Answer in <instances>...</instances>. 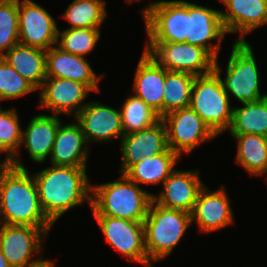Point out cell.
I'll return each mask as SVG.
<instances>
[{
	"label": "cell",
	"mask_w": 267,
	"mask_h": 267,
	"mask_svg": "<svg viewBox=\"0 0 267 267\" xmlns=\"http://www.w3.org/2000/svg\"><path fill=\"white\" fill-rule=\"evenodd\" d=\"M105 2V0H74L62 16L71 24L69 29H100L107 15Z\"/></svg>",
	"instance_id": "29"
},
{
	"label": "cell",
	"mask_w": 267,
	"mask_h": 267,
	"mask_svg": "<svg viewBox=\"0 0 267 267\" xmlns=\"http://www.w3.org/2000/svg\"><path fill=\"white\" fill-rule=\"evenodd\" d=\"M221 72L215 59L212 73L195 77L189 106L216 136L229 129L233 119L230 95L223 86Z\"/></svg>",
	"instance_id": "5"
},
{
	"label": "cell",
	"mask_w": 267,
	"mask_h": 267,
	"mask_svg": "<svg viewBox=\"0 0 267 267\" xmlns=\"http://www.w3.org/2000/svg\"><path fill=\"white\" fill-rule=\"evenodd\" d=\"M108 244L131 261L153 267L145 249L144 224L127 219L94 215Z\"/></svg>",
	"instance_id": "9"
},
{
	"label": "cell",
	"mask_w": 267,
	"mask_h": 267,
	"mask_svg": "<svg viewBox=\"0 0 267 267\" xmlns=\"http://www.w3.org/2000/svg\"><path fill=\"white\" fill-rule=\"evenodd\" d=\"M36 89L0 57V101L25 96Z\"/></svg>",
	"instance_id": "34"
},
{
	"label": "cell",
	"mask_w": 267,
	"mask_h": 267,
	"mask_svg": "<svg viewBox=\"0 0 267 267\" xmlns=\"http://www.w3.org/2000/svg\"><path fill=\"white\" fill-rule=\"evenodd\" d=\"M93 215H105L143 222L152 201L151 193L141 189L125 174L119 180L91 186ZM94 195V196H93Z\"/></svg>",
	"instance_id": "3"
},
{
	"label": "cell",
	"mask_w": 267,
	"mask_h": 267,
	"mask_svg": "<svg viewBox=\"0 0 267 267\" xmlns=\"http://www.w3.org/2000/svg\"><path fill=\"white\" fill-rule=\"evenodd\" d=\"M40 90V108L51 110L54 115L63 113L73 117L87 105L83 101L93 91L87 84L55 77H46Z\"/></svg>",
	"instance_id": "13"
},
{
	"label": "cell",
	"mask_w": 267,
	"mask_h": 267,
	"mask_svg": "<svg viewBox=\"0 0 267 267\" xmlns=\"http://www.w3.org/2000/svg\"><path fill=\"white\" fill-rule=\"evenodd\" d=\"M191 223L190 213L163 207L152 200L143 221L149 261L157 262L169 256Z\"/></svg>",
	"instance_id": "4"
},
{
	"label": "cell",
	"mask_w": 267,
	"mask_h": 267,
	"mask_svg": "<svg viewBox=\"0 0 267 267\" xmlns=\"http://www.w3.org/2000/svg\"><path fill=\"white\" fill-rule=\"evenodd\" d=\"M100 35L99 29L74 28L63 31L58 29L57 46L63 51L85 57L95 48Z\"/></svg>",
	"instance_id": "32"
},
{
	"label": "cell",
	"mask_w": 267,
	"mask_h": 267,
	"mask_svg": "<svg viewBox=\"0 0 267 267\" xmlns=\"http://www.w3.org/2000/svg\"><path fill=\"white\" fill-rule=\"evenodd\" d=\"M128 3L134 2V1H139V0H126Z\"/></svg>",
	"instance_id": "39"
},
{
	"label": "cell",
	"mask_w": 267,
	"mask_h": 267,
	"mask_svg": "<svg viewBox=\"0 0 267 267\" xmlns=\"http://www.w3.org/2000/svg\"><path fill=\"white\" fill-rule=\"evenodd\" d=\"M0 214L3 224L41 228L46 234L53 223L44 214L33 175L12 167L0 180Z\"/></svg>",
	"instance_id": "2"
},
{
	"label": "cell",
	"mask_w": 267,
	"mask_h": 267,
	"mask_svg": "<svg viewBox=\"0 0 267 267\" xmlns=\"http://www.w3.org/2000/svg\"><path fill=\"white\" fill-rule=\"evenodd\" d=\"M141 13L149 42H186V1H155L142 9Z\"/></svg>",
	"instance_id": "8"
},
{
	"label": "cell",
	"mask_w": 267,
	"mask_h": 267,
	"mask_svg": "<svg viewBox=\"0 0 267 267\" xmlns=\"http://www.w3.org/2000/svg\"><path fill=\"white\" fill-rule=\"evenodd\" d=\"M195 75L187 72L168 71L163 90V116L190 106Z\"/></svg>",
	"instance_id": "28"
},
{
	"label": "cell",
	"mask_w": 267,
	"mask_h": 267,
	"mask_svg": "<svg viewBox=\"0 0 267 267\" xmlns=\"http://www.w3.org/2000/svg\"><path fill=\"white\" fill-rule=\"evenodd\" d=\"M226 71L222 82L228 95L232 94L241 103L267 97V94H260L258 67L247 41L233 44Z\"/></svg>",
	"instance_id": "6"
},
{
	"label": "cell",
	"mask_w": 267,
	"mask_h": 267,
	"mask_svg": "<svg viewBox=\"0 0 267 267\" xmlns=\"http://www.w3.org/2000/svg\"><path fill=\"white\" fill-rule=\"evenodd\" d=\"M46 233L39 227L3 224L0 229V250L11 267H26L39 261L31 260L32 254H40L42 238Z\"/></svg>",
	"instance_id": "12"
},
{
	"label": "cell",
	"mask_w": 267,
	"mask_h": 267,
	"mask_svg": "<svg viewBox=\"0 0 267 267\" xmlns=\"http://www.w3.org/2000/svg\"><path fill=\"white\" fill-rule=\"evenodd\" d=\"M1 221H2V219H1V214H0V229L3 226V222H1Z\"/></svg>",
	"instance_id": "38"
},
{
	"label": "cell",
	"mask_w": 267,
	"mask_h": 267,
	"mask_svg": "<svg viewBox=\"0 0 267 267\" xmlns=\"http://www.w3.org/2000/svg\"><path fill=\"white\" fill-rule=\"evenodd\" d=\"M0 267H11L1 250H0Z\"/></svg>",
	"instance_id": "37"
},
{
	"label": "cell",
	"mask_w": 267,
	"mask_h": 267,
	"mask_svg": "<svg viewBox=\"0 0 267 267\" xmlns=\"http://www.w3.org/2000/svg\"><path fill=\"white\" fill-rule=\"evenodd\" d=\"M120 113L124 135L151 127L161 119L141 98L135 95L125 100Z\"/></svg>",
	"instance_id": "30"
},
{
	"label": "cell",
	"mask_w": 267,
	"mask_h": 267,
	"mask_svg": "<svg viewBox=\"0 0 267 267\" xmlns=\"http://www.w3.org/2000/svg\"><path fill=\"white\" fill-rule=\"evenodd\" d=\"M232 214L225 188L222 186L215 192H210L204 185L198 193L191 220H195L201 232L209 233L232 225Z\"/></svg>",
	"instance_id": "16"
},
{
	"label": "cell",
	"mask_w": 267,
	"mask_h": 267,
	"mask_svg": "<svg viewBox=\"0 0 267 267\" xmlns=\"http://www.w3.org/2000/svg\"><path fill=\"white\" fill-rule=\"evenodd\" d=\"M181 157L168 148L165 152L143 158L132 165L124 174L136 184L163 183L175 170L174 166Z\"/></svg>",
	"instance_id": "25"
},
{
	"label": "cell",
	"mask_w": 267,
	"mask_h": 267,
	"mask_svg": "<svg viewBox=\"0 0 267 267\" xmlns=\"http://www.w3.org/2000/svg\"><path fill=\"white\" fill-rule=\"evenodd\" d=\"M19 43L48 50L57 45L54 18L32 0H18Z\"/></svg>",
	"instance_id": "11"
},
{
	"label": "cell",
	"mask_w": 267,
	"mask_h": 267,
	"mask_svg": "<svg viewBox=\"0 0 267 267\" xmlns=\"http://www.w3.org/2000/svg\"><path fill=\"white\" fill-rule=\"evenodd\" d=\"M61 120L56 115L39 114L28 123L25 131H22V142L36 163H43L51 154L55 137Z\"/></svg>",
	"instance_id": "23"
},
{
	"label": "cell",
	"mask_w": 267,
	"mask_h": 267,
	"mask_svg": "<svg viewBox=\"0 0 267 267\" xmlns=\"http://www.w3.org/2000/svg\"><path fill=\"white\" fill-rule=\"evenodd\" d=\"M228 13L221 11V19L228 33L239 32L236 41H246L244 35L267 24V0H220Z\"/></svg>",
	"instance_id": "21"
},
{
	"label": "cell",
	"mask_w": 267,
	"mask_h": 267,
	"mask_svg": "<svg viewBox=\"0 0 267 267\" xmlns=\"http://www.w3.org/2000/svg\"><path fill=\"white\" fill-rule=\"evenodd\" d=\"M166 79V69L150 54L143 51L135 72L133 91L160 118L163 117V90Z\"/></svg>",
	"instance_id": "20"
},
{
	"label": "cell",
	"mask_w": 267,
	"mask_h": 267,
	"mask_svg": "<svg viewBox=\"0 0 267 267\" xmlns=\"http://www.w3.org/2000/svg\"><path fill=\"white\" fill-rule=\"evenodd\" d=\"M237 140L236 161L251 175L267 172V137L255 134L232 135Z\"/></svg>",
	"instance_id": "27"
},
{
	"label": "cell",
	"mask_w": 267,
	"mask_h": 267,
	"mask_svg": "<svg viewBox=\"0 0 267 267\" xmlns=\"http://www.w3.org/2000/svg\"><path fill=\"white\" fill-rule=\"evenodd\" d=\"M18 43V0H0V57Z\"/></svg>",
	"instance_id": "33"
},
{
	"label": "cell",
	"mask_w": 267,
	"mask_h": 267,
	"mask_svg": "<svg viewBox=\"0 0 267 267\" xmlns=\"http://www.w3.org/2000/svg\"><path fill=\"white\" fill-rule=\"evenodd\" d=\"M144 51L168 71L187 72L195 76L214 71L215 58L203 47L187 42H148Z\"/></svg>",
	"instance_id": "7"
},
{
	"label": "cell",
	"mask_w": 267,
	"mask_h": 267,
	"mask_svg": "<svg viewBox=\"0 0 267 267\" xmlns=\"http://www.w3.org/2000/svg\"><path fill=\"white\" fill-rule=\"evenodd\" d=\"M198 170H174L163 182L164 190L152 200L163 207L192 213L202 183Z\"/></svg>",
	"instance_id": "17"
},
{
	"label": "cell",
	"mask_w": 267,
	"mask_h": 267,
	"mask_svg": "<svg viewBox=\"0 0 267 267\" xmlns=\"http://www.w3.org/2000/svg\"><path fill=\"white\" fill-rule=\"evenodd\" d=\"M33 178L41 208L53 224L69 209L87 200L91 204V185L86 168L51 165Z\"/></svg>",
	"instance_id": "1"
},
{
	"label": "cell",
	"mask_w": 267,
	"mask_h": 267,
	"mask_svg": "<svg viewBox=\"0 0 267 267\" xmlns=\"http://www.w3.org/2000/svg\"><path fill=\"white\" fill-rule=\"evenodd\" d=\"M85 57L63 51L58 46L46 50V77L65 78L87 84L93 91L100 92L97 76Z\"/></svg>",
	"instance_id": "19"
},
{
	"label": "cell",
	"mask_w": 267,
	"mask_h": 267,
	"mask_svg": "<svg viewBox=\"0 0 267 267\" xmlns=\"http://www.w3.org/2000/svg\"><path fill=\"white\" fill-rule=\"evenodd\" d=\"M0 152H4L0 150ZM13 167L12 158L10 156H6L3 163L0 164V180L3 176Z\"/></svg>",
	"instance_id": "35"
},
{
	"label": "cell",
	"mask_w": 267,
	"mask_h": 267,
	"mask_svg": "<svg viewBox=\"0 0 267 267\" xmlns=\"http://www.w3.org/2000/svg\"><path fill=\"white\" fill-rule=\"evenodd\" d=\"M26 267H54V263L51 260H42L40 258L39 261H37L36 263H33L31 265H28Z\"/></svg>",
	"instance_id": "36"
},
{
	"label": "cell",
	"mask_w": 267,
	"mask_h": 267,
	"mask_svg": "<svg viewBox=\"0 0 267 267\" xmlns=\"http://www.w3.org/2000/svg\"><path fill=\"white\" fill-rule=\"evenodd\" d=\"M120 142L122 150L120 171L124 174L132 165L143 158L161 154L168 149L165 123L160 119L151 127L124 135Z\"/></svg>",
	"instance_id": "15"
},
{
	"label": "cell",
	"mask_w": 267,
	"mask_h": 267,
	"mask_svg": "<svg viewBox=\"0 0 267 267\" xmlns=\"http://www.w3.org/2000/svg\"><path fill=\"white\" fill-rule=\"evenodd\" d=\"M220 13L216 9L187 2L186 42L203 47L217 60L221 42L227 34ZM215 38L218 40L217 44L212 43Z\"/></svg>",
	"instance_id": "14"
},
{
	"label": "cell",
	"mask_w": 267,
	"mask_h": 267,
	"mask_svg": "<svg viewBox=\"0 0 267 267\" xmlns=\"http://www.w3.org/2000/svg\"><path fill=\"white\" fill-rule=\"evenodd\" d=\"M242 104L244 107L233 108V119L228 129L230 134L267 137V97Z\"/></svg>",
	"instance_id": "26"
},
{
	"label": "cell",
	"mask_w": 267,
	"mask_h": 267,
	"mask_svg": "<svg viewBox=\"0 0 267 267\" xmlns=\"http://www.w3.org/2000/svg\"><path fill=\"white\" fill-rule=\"evenodd\" d=\"M74 120L80 124L87 143L124 136L120 111L102 103L88 102Z\"/></svg>",
	"instance_id": "18"
},
{
	"label": "cell",
	"mask_w": 267,
	"mask_h": 267,
	"mask_svg": "<svg viewBox=\"0 0 267 267\" xmlns=\"http://www.w3.org/2000/svg\"><path fill=\"white\" fill-rule=\"evenodd\" d=\"M22 142V129L15 109L2 110L0 107V150L12 158L13 167L26 169L18 159Z\"/></svg>",
	"instance_id": "31"
},
{
	"label": "cell",
	"mask_w": 267,
	"mask_h": 267,
	"mask_svg": "<svg viewBox=\"0 0 267 267\" xmlns=\"http://www.w3.org/2000/svg\"><path fill=\"white\" fill-rule=\"evenodd\" d=\"M161 119L167 130L168 148L180 157L182 152L189 154L197 145L216 137L190 107L174 110Z\"/></svg>",
	"instance_id": "10"
},
{
	"label": "cell",
	"mask_w": 267,
	"mask_h": 267,
	"mask_svg": "<svg viewBox=\"0 0 267 267\" xmlns=\"http://www.w3.org/2000/svg\"><path fill=\"white\" fill-rule=\"evenodd\" d=\"M80 124L59 125L50 154L51 165L86 168L89 148Z\"/></svg>",
	"instance_id": "22"
},
{
	"label": "cell",
	"mask_w": 267,
	"mask_h": 267,
	"mask_svg": "<svg viewBox=\"0 0 267 267\" xmlns=\"http://www.w3.org/2000/svg\"><path fill=\"white\" fill-rule=\"evenodd\" d=\"M2 58L36 90L41 88L46 79V50L18 43Z\"/></svg>",
	"instance_id": "24"
}]
</instances>
